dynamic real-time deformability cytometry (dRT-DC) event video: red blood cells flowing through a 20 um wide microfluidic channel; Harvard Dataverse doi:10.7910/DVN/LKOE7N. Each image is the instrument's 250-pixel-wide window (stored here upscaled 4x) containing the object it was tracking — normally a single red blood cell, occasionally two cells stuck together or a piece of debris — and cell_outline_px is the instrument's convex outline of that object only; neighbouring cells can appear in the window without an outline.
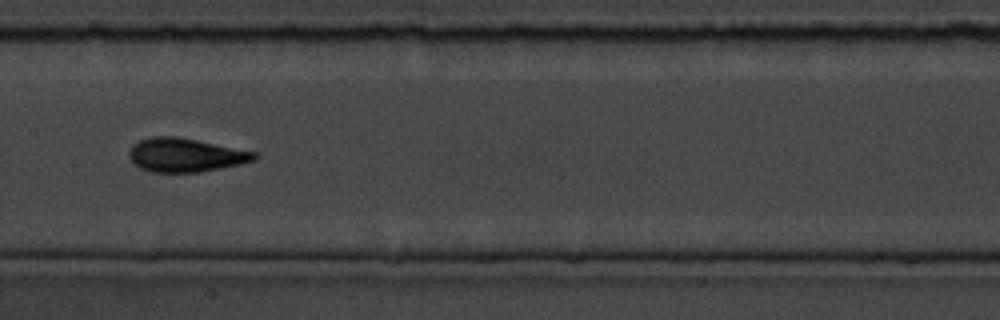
{"species": "common noctule bat (a hibernating species)", "species_latin": "Nyctalus noctula", "temperature_condition": "room temperature", "stored_images_in_passage": 12, "camera_frame_rate_fps": 3000, "um_per_image_px": 0.085, "animal": {"sex": "male", "body_mass_g": 19.5, "forearm_length_mm": 54.6}, "frame": {"image": 1, "passage_image": 6, "time_ms": 6.333, "image_size_px": [1000, 320], "cell_outline_px": [[260, 156], [256, 160], [240, 164], [200, 172], [152, 172], [140, 168], [128, 156], [128, 152], [132, 144], [140, 140], [152, 136], [176, 136], [256, 152]], "centroid_in_image_um": [15.76, 13.18], "position_along_channel_um": 191.6, "area_um2": 24.57}}
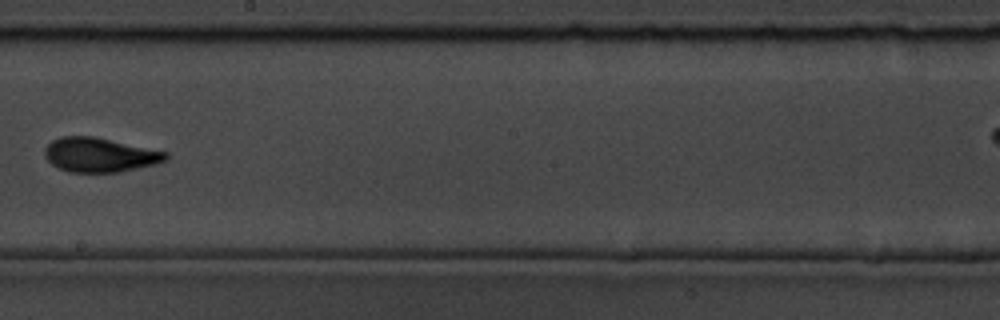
{"frame": {"image": 2, "passage_image": 7, "time_ms": 7.667, "image_size_px": [1000, 320], "cell_outline_px": [[168, 160], [156, 164], [120, 172], [68, 172], [56, 168], [44, 156], [44, 148], [52, 140], [60, 136], [92, 136], [168, 152]], "centroid_in_image_um": [8.46, 13.17], "position_along_channel_um": 239.7, "area_um2": 24.33}}
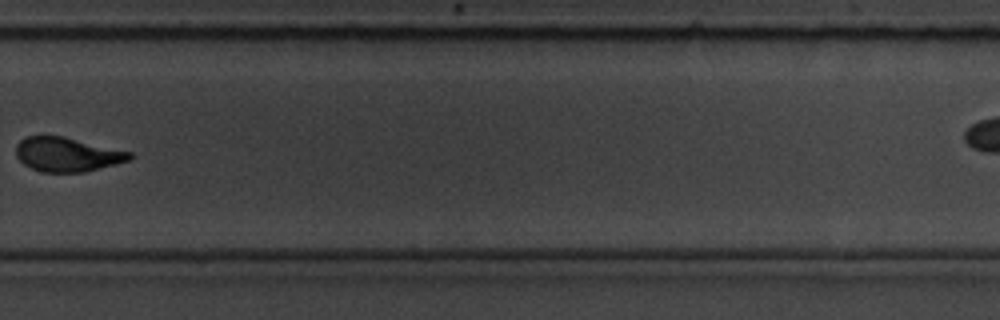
{"frame": {"image": 3, "passage_image": 9, "time_ms": 10.0, "image_size_px": [1000, 320], "cell_outline_px": [[132, 156], [128, 160], [116, 164], [84, 172], [44, 172], [32, 168], [24, 164], [16, 156], [16, 144], [24, 136], [64, 136], [132, 152]], "centroid_in_image_um": [5.69, 13.12], "position_along_channel_um": 324.1, "area_um2": 22.6}}